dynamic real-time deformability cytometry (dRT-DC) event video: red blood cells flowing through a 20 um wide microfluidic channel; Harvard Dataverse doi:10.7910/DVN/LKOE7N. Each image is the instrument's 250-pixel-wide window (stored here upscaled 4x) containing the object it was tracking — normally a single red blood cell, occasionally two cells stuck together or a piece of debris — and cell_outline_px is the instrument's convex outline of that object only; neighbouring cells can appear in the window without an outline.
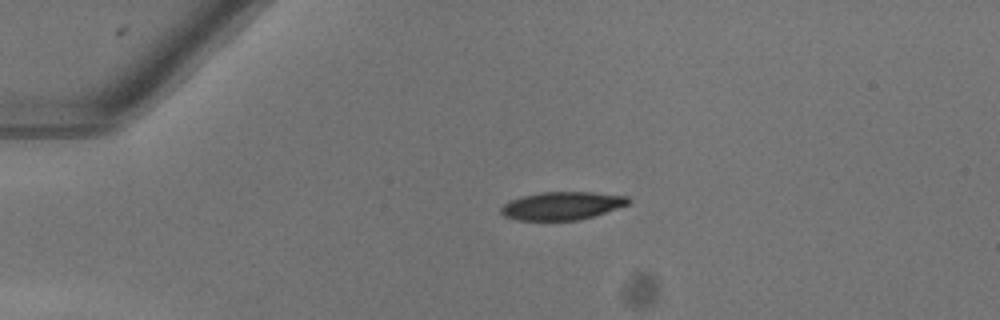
{"species": "common noctule bat (a hibernating species)", "species_latin": "Nyctalus noctula", "temperature_condition": "warm", "stored_images_in_passage": 16, "camera_frame_rate_fps": 3000, "um_per_image_px": 0.085, "animal": {"sex": "female"}, "frame": {"image": 1, "passage_image": 1, "time_ms": 0.0, "image_size_px": [1000, 320], "cell_outline_px": [[632, 200], [628, 204], [580, 220], [516, 220], [504, 216], [500, 212], [500, 208], [508, 200], [520, 196], [540, 192], [592, 192], [628, 196]], "centroid_in_image_um": [47.72, 17.48], "position_along_channel_um": 37.3, "area_um2": 20.87}}
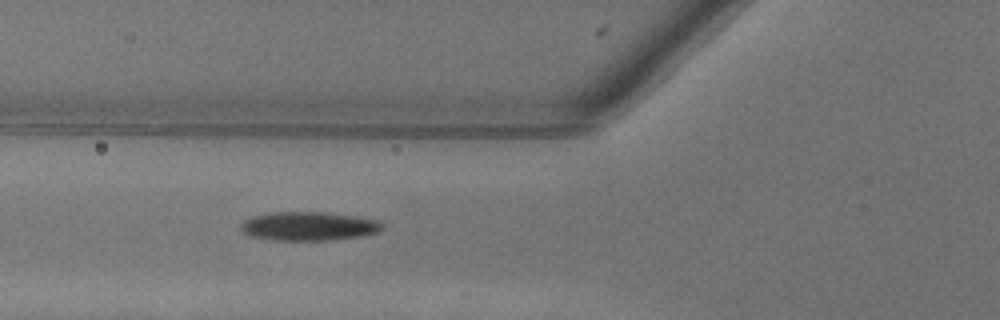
{"frame": {"image": 2, "passage_image": 9, "time_ms": 2.667, "image_size_px": [1000, 320], "cell_outline_px": [[384, 228], [376, 232], [360, 236], [328, 240], [272, 240], [248, 236], [240, 228], [240, 224], [244, 220], [252, 216], [272, 212], [324, 212], [352, 216], [376, 220]], "centroid_in_image_um": [26.15, 19.23], "position_along_channel_um": 99.6, "area_um2": 23.52}}